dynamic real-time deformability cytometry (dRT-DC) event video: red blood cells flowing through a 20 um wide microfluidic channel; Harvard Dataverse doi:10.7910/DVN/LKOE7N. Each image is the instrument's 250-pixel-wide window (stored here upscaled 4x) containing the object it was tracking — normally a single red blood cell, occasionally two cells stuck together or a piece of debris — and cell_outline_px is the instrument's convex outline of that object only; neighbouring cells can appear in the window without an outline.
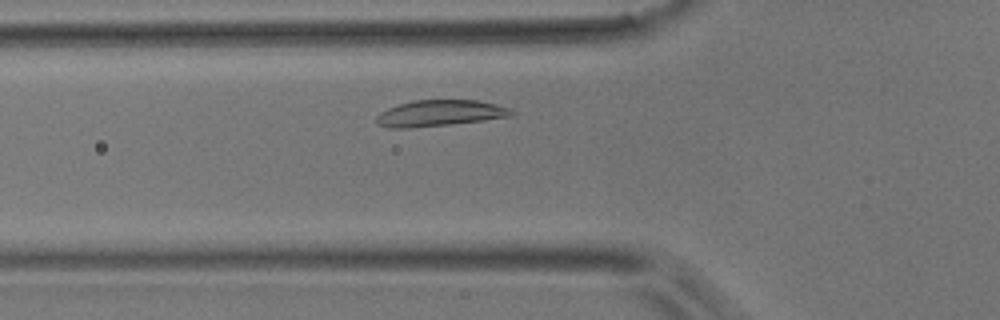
{"species": "common noctule bat (a hibernating species)", "species_latin": "Nyctalus noctula", "temperature_condition": "room temperature", "stored_images_in_passage": 40, "camera_frame_rate_fps": 3000, "um_per_image_px": 0.085, "animal": {"sex": "male", "body_mass_g": 17.9}, "frame": {"image": 1, "passage_image": 7, "time_ms": 2.0, "image_size_px": [1000, 320], "cell_outline_px": [[516, 112], [512, 116], [484, 120], [412, 128], [388, 128], [376, 124], [376, 116], [380, 112], [388, 108], [412, 100], [476, 100], [496, 104], [508, 108]], "centroid_in_image_um": [37.35, 9.62], "position_along_channel_um": 88.4, "area_um2": 20.58}}
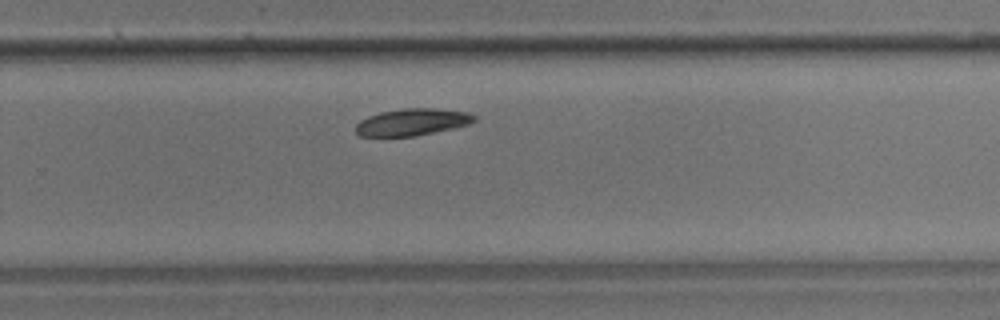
{"frame": {"image": 2, "passage_image": 23, "time_ms": 7.333, "image_size_px": [1000, 320], "cell_outline_px": [[476, 120], [468, 124], [452, 128], [416, 136], [360, 136], [356, 132], [356, 124], [360, 120], [368, 116], [380, 112], [400, 108], [436, 108], [468, 112], [476, 116]], "centroid_in_image_um": [35.03, 10.36], "position_along_channel_um": 294.8, "area_um2": 18.61}}
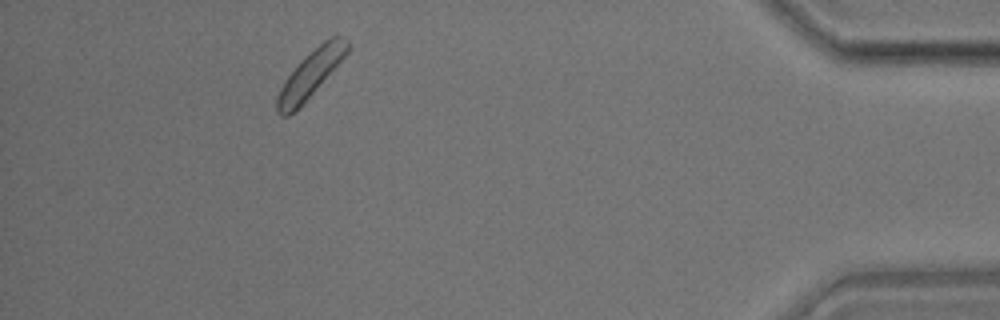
{"frame": {"image": 3, "passage_image": 36, "time_ms": 11.667, "image_size_px": [1000, 320], "cell_outline_px": [[348, 52], [304, 104], [296, 112], [288, 116], [280, 116], [276, 112], [276, 96], [280, 88], [288, 76], [300, 60], [304, 56], [324, 40], [332, 36], [348, 36]], "centroid_in_image_um": [26.37, 6.32], "position_along_channel_um": 408.8, "area_um2": 19.36}}